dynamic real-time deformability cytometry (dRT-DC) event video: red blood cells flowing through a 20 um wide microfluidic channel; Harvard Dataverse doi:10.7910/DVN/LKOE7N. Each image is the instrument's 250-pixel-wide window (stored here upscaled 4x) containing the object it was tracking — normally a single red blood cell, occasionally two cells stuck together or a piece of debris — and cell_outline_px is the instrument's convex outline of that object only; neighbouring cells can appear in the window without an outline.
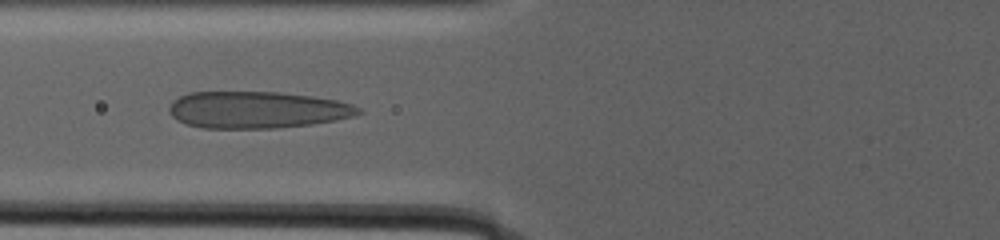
{"species": "human", "species_latin": "Homo sapiens", "temperature_condition": "warm", "stored_images_in_passage": 43, "camera_frame_rate_fps": 3000, "um_per_image_px": 0.085, "donor": {"sex": "male"}, "frame": {"image": 1, "passage_image": 22, "time_ms": 8.667, "image_size_px": [1000, 240], "cell_outline_px": [[364, 112], [352, 116], [336, 120], [312, 124], [276, 128], [204, 128], [184, 124], [176, 120], [168, 112], [168, 108], [180, 96], [188, 92], [280, 92], [312, 96], [336, 100], [352, 104], [360, 108]], "centroid_in_image_um": [21.85, 9.34], "position_along_channel_um": 104.0, "area_um2": 40.75}}
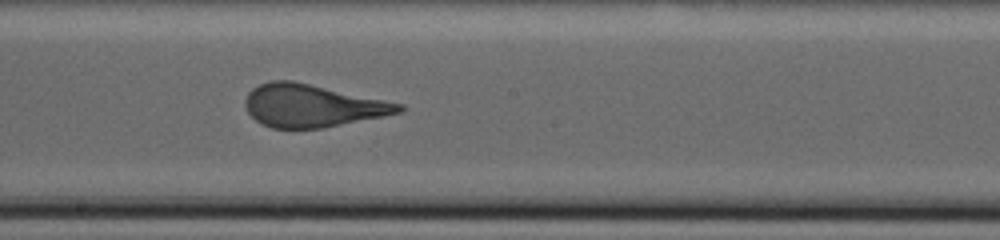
{"frame": {"image": 2, "passage_image": 27, "time_ms": 14.0, "image_size_px": [1000, 240], "cell_outline_px": [[404, 108], [400, 112], [384, 116], [324, 128], [272, 128], [260, 124], [248, 112], [244, 104], [244, 100], [248, 92], [252, 88], [260, 84], [272, 80], [292, 80], [404, 104]], "centroid_in_image_um": [26.51, 8.98], "position_along_channel_um": 221.7, "area_um2": 38.15}}
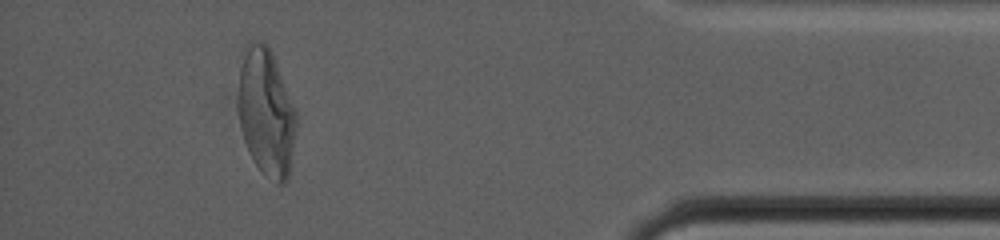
{"frame": {"image": 3, "passage_image": 38, "time_ms": 24.333, "image_size_px": [1000, 240], "cell_outline_px": [[296, 128], [288, 180], [284, 184], [276, 184], [264, 176], [260, 172], [252, 160], [244, 140], [240, 128], [240, 68], [248, 40], [260, 40], [268, 44], [272, 52], [296, 112]], "centroid_in_image_um": [22.64, 9.6], "position_along_channel_um": 412.6, "area_um2": 42.95}, "authors_computed_cell_mechanics": {"area_um2": 43.9858, "velocity_mm_per_s": 2.2039, "shape_relaxation_time_tau1_ms": 10.7976, "shape_relaxation_time_tau2_ms": null, "deformation_change_tau1": 0.2577, "deformation_change_tau2": null}}